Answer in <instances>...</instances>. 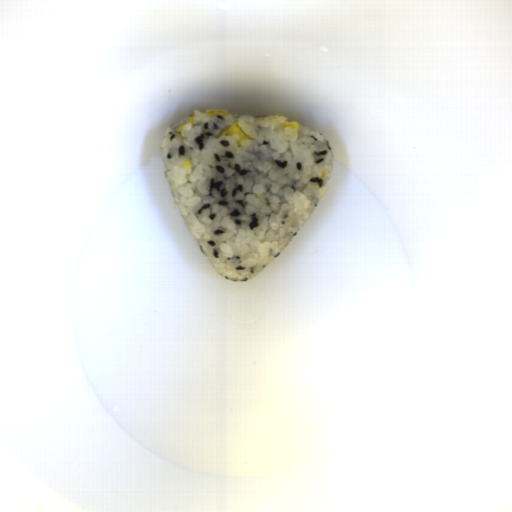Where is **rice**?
I'll list each match as a JSON object with an SVG mask.
<instances>
[{"mask_svg": "<svg viewBox=\"0 0 512 512\" xmlns=\"http://www.w3.org/2000/svg\"><path fill=\"white\" fill-rule=\"evenodd\" d=\"M287 121L194 109L160 140L181 218L213 268L232 283L251 280L266 267L330 188L334 159L328 140L300 123L297 130L283 127ZM235 122L252 138L239 147L237 135L218 137ZM185 158L192 168L182 169Z\"/></svg>", "mask_w": 512, "mask_h": 512, "instance_id": "652b925c", "label": "rice"}]
</instances>
